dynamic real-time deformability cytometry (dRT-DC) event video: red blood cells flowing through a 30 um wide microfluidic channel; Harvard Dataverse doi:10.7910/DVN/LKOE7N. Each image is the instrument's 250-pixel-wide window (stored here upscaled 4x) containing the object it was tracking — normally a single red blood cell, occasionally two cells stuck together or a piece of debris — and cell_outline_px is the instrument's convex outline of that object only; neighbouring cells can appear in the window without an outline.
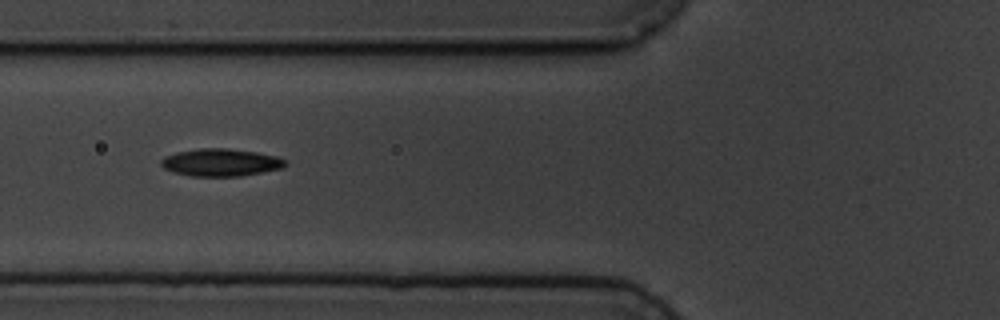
{"species": "common noctule bat (a hibernating species)", "species_latin": "Nyctalus noctula", "temperature_condition": "cold", "stored_images_in_passage": 3, "camera_frame_rate_fps": 3000, "um_per_image_px": 0.085, "animal": {"sex": "male", "body_mass_g": 19.5, "forearm_length_mm": 54.6}, "frame": {"image": 1, "passage_image": 3, "time_ms": 2.333, "image_size_px": [1000, 320], "cell_outline_px": [[284, 164], [280, 168], [240, 176], [192, 176], [172, 172], [164, 168], [160, 164], [160, 160], [164, 156], [176, 152], [200, 148], [224, 148], [256, 152], [276, 156], [284, 160]], "centroid_in_image_um": [18.67, 13.8], "position_along_channel_um": 107.1, "area_um2": 19.65}}